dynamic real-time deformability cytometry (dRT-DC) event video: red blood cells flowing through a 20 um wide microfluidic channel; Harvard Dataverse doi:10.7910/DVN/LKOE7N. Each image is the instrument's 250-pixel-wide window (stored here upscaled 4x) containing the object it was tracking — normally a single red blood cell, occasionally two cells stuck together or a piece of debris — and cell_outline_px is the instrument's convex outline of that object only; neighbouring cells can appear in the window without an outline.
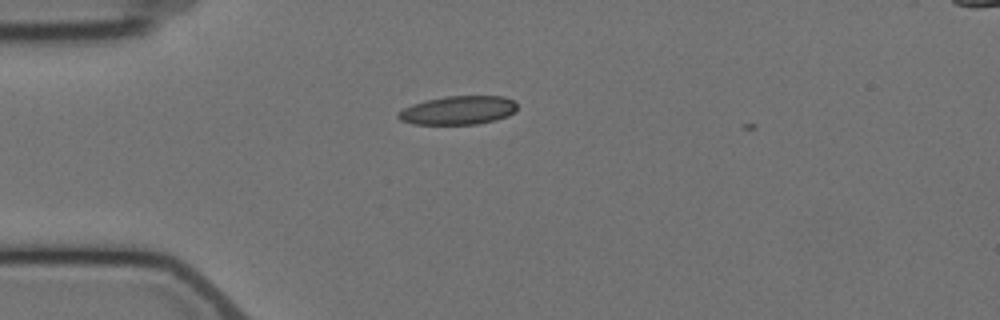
{"species": "Egyptian fruit bat (a non-hibernating species)", "species_latin": "Rousettus aegyptiacus", "temperature_condition": "cold", "stored_images_in_passage": 2, "camera_frame_rate_fps": 3000, "um_per_image_px": 0.085, "animal": {"sex": "female"}, "frame": {"image": 1, "passage_image": 1, "time_ms": 0.0, "image_size_px": [1000, 320], "cell_outline_px": [[516, 112], [508, 116], [496, 120], [476, 124], [412, 124], [400, 120], [396, 116], [396, 112], [412, 104], [424, 100], [448, 96], [504, 96], [516, 100]], "centroid_in_image_um": [38.95, 9.37], "position_along_channel_um": 46.1, "area_um2": 20.11}}